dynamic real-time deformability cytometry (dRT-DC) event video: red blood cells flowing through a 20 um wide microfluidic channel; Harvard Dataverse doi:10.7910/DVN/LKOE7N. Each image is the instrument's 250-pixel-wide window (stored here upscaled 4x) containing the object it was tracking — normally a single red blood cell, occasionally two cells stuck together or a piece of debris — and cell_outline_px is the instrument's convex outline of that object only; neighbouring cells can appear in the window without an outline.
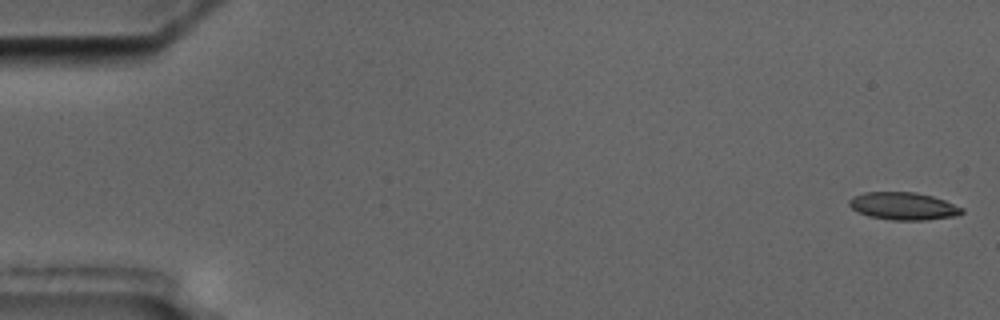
{"species": "common noctule bat (a hibernating species)", "species_latin": "Nyctalus noctula", "temperature_condition": "cold", "stored_images_in_passage": 4, "camera_frame_rate_fps": 3000, "um_per_image_px": 0.085, "animal": {"sex": "male", "body_mass_g": 17.5, "forearm_length_mm": 52.3}, "frame": {"image": 1, "passage_image": 1, "time_ms": 0.0, "image_size_px": [1000, 320], "cell_outline_px": [[964, 212], [952, 216], [924, 220], [892, 220], [868, 216], [856, 212], [848, 204], [848, 200], [852, 196], [864, 192], [916, 192], [932, 196], [944, 200], [964, 208]], "centroid_in_image_um": [76.73, 17.51], "position_along_channel_um": 8.3, "area_um2": 18.15}}